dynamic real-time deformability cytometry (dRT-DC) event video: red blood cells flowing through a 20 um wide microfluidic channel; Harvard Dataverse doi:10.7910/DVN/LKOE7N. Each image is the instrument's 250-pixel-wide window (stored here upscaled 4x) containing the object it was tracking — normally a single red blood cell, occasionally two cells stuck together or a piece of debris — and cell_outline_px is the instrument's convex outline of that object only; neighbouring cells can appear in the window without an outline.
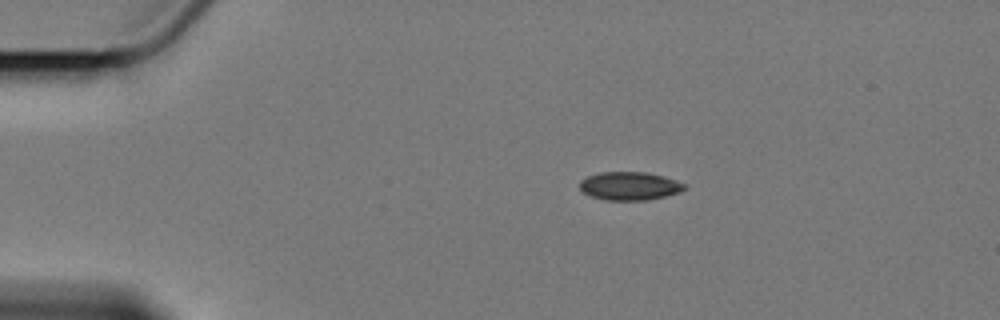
{"species": "Egyptian fruit bat (a non-hibernating species)", "species_latin": "Rousettus aegyptiacus", "temperature_condition": "cold", "stored_images_in_passage": 6, "camera_frame_rate_fps": 3000, "um_per_image_px": 0.085, "animal": {"sex": "female"}, "frame": {"image": 1, "passage_image": 3, "time_ms": 2.333, "image_size_px": [1000, 320], "cell_outline_px": [[688, 188], [680, 192], [664, 196], [644, 200], [604, 200], [592, 196], [584, 192], [580, 188], [580, 180], [588, 176], [600, 172], [648, 172], [664, 176], [688, 184]], "centroid_in_image_um": [53.56, 15.8], "position_along_channel_um": 31.4, "area_um2": 17.34}}
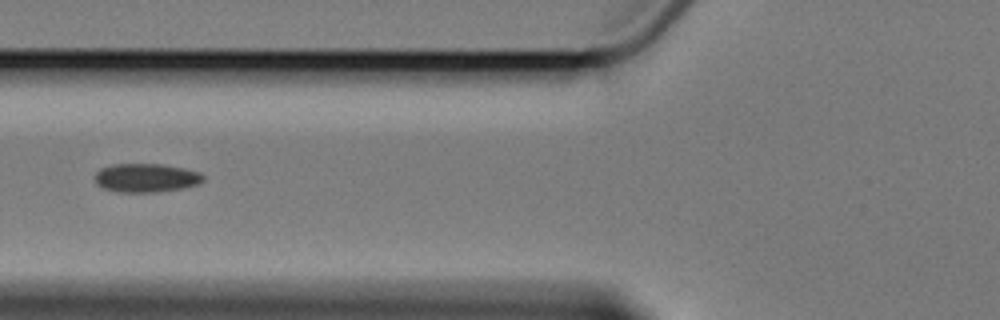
{"frame": {"image": 2, "passage_image": 6, "time_ms": 6.333, "image_size_px": [1000, 320], "cell_outline_px": [[204, 180], [200, 184], [184, 188], [156, 192], [116, 192], [104, 188], [96, 184], [96, 172], [100, 168], [112, 164], [164, 164], [184, 168], [200, 172], [204, 176]], "centroid_in_image_um": [12.45, 15.11], "position_along_channel_um": 113.4, "area_um2": 18.32}}